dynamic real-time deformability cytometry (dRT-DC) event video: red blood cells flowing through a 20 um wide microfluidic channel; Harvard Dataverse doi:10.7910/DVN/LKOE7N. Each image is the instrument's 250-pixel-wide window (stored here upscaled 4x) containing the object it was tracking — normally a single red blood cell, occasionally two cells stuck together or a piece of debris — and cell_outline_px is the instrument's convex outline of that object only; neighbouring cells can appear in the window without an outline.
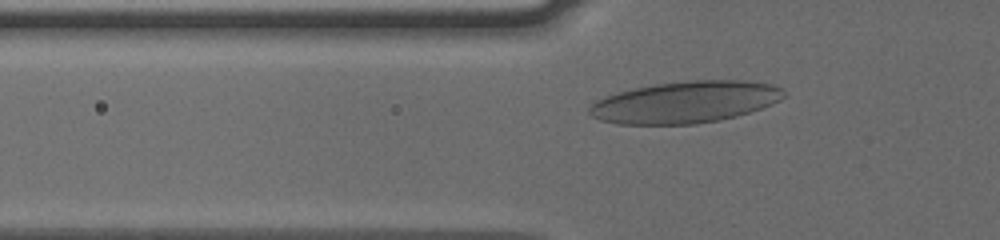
{"species": "human", "species_latin": "Homo sapiens", "temperature_condition": "cold", "stored_images_in_passage": 34, "camera_frame_rate_fps": 3000, "um_per_image_px": 0.085, "donor": {"sex": "male"}, "frame": {"image": 1, "passage_image": 4, "time_ms": 1.0, "image_size_px": [1000, 240], "cell_outline_px": [[784, 96], [780, 100], [772, 104], [736, 116], [720, 120], [696, 124], [616, 124], [600, 120], [592, 116], [588, 112], [588, 108], [596, 100], [632, 88], [656, 84], [688, 80], [744, 80], [772, 84], [780, 88], [784, 92]], "centroid_in_image_um": [58.24, 8.68], "position_along_channel_um": 67.6, "area_um2": 47.16}}
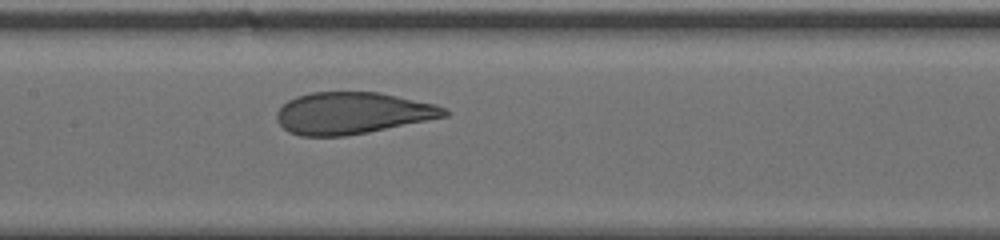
{"frame": {"image": 2, "passage_image": 13, "time_ms": 4.0, "image_size_px": [1000, 240], "cell_outline_px": [[448, 116], [368, 132], [344, 136], [300, 136], [288, 132], [276, 120], [276, 112], [288, 100], [296, 96], [312, 92], [380, 92], [436, 104], [444, 108], [448, 112]], "centroid_in_image_um": [29.93, 9.61], "position_along_channel_um": 177.5, "area_um2": 40.81}}
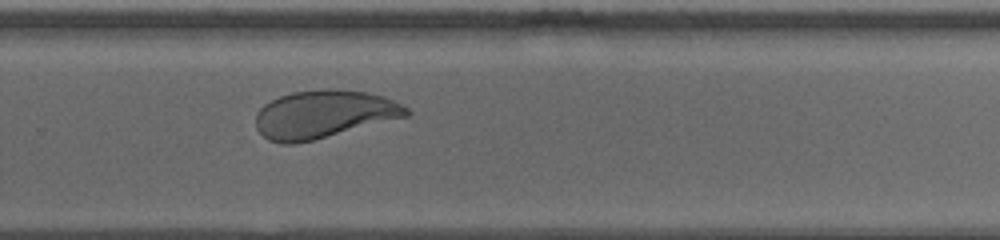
{"frame": {"image": 3, "passage_image": 23, "time_ms": 7.333, "image_size_px": [1000, 240], "cell_outline_px": [[412, 112], [408, 116], [296, 144], [280, 144], [268, 140], [256, 128], [256, 112], [264, 104], [280, 96], [292, 92], [328, 88], [336, 88], [368, 92], [384, 96], [408, 108]], "centroid_in_image_um": [27.51, 9.7], "position_along_channel_um": 302.3, "area_um2": 42.08}, "authors_computed_cell_mechanics": {"area_um2": 42.5697, "velocity_mm_per_s": 3.7679, "shape_relaxation_time_tau1_ms": 4.9348, "shape_relaxation_time_tau2_ms": null, "deformation_change_tau1": 0.1642, "deformation_change_tau2": null}}